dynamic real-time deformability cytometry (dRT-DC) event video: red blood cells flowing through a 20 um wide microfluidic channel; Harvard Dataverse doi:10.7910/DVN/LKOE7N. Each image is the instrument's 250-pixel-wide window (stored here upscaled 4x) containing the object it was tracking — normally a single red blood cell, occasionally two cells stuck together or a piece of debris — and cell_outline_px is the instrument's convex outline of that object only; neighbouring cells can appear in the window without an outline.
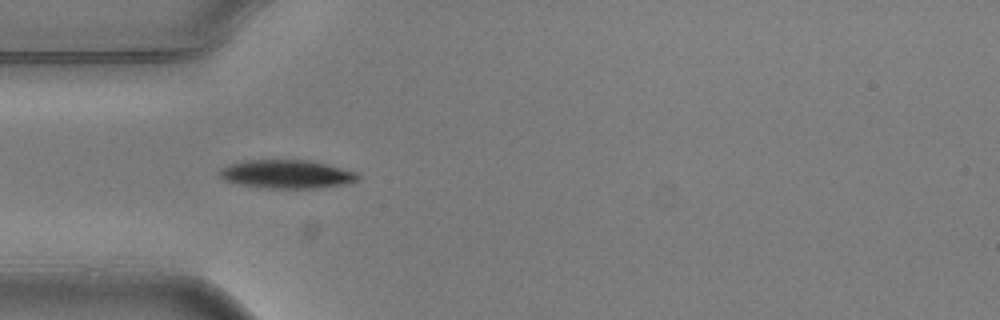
{"species": "common noctule bat (a hibernating species)", "species_latin": "Nyctalus noctula", "temperature_condition": "warm", "stored_images_in_passage": 11, "camera_frame_rate_fps": 3000, "um_per_image_px": 0.085, "animal": {"sex": "male", "body_mass_g": 20.5, "forearm_length_mm": 52.5}, "frame": {"image": 1, "passage_image": 1, "time_ms": 0.0, "image_size_px": [1000, 320], "cell_outline_px": [[360, 180], [344, 184], [320, 188], [264, 188], [240, 184], [224, 180], [216, 172], [220, 168], [228, 164], [248, 160], [308, 160], [328, 164], [356, 172], [360, 176]], "centroid_in_image_um": [24.36, 14.8], "position_along_channel_um": 60.6, "area_um2": 23.12}}
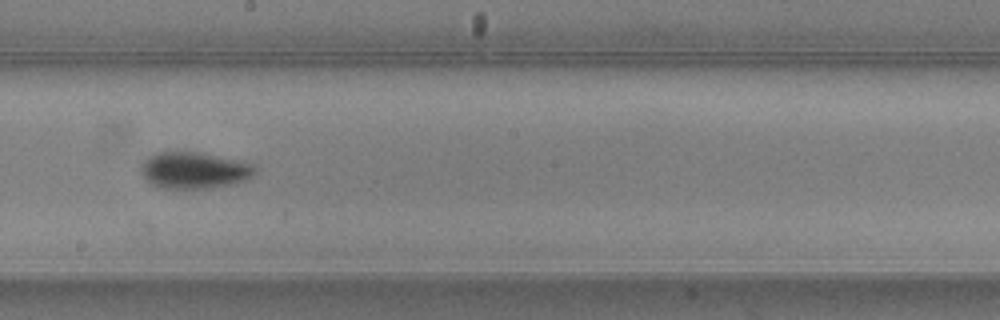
{"frame": {"image": 2, "passage_image": 5, "time_ms": 1.333, "image_size_px": [1000, 320], "cell_outline_px": [[256, 172], [252, 176], [244, 180], [232, 184], [208, 188], [160, 188], [152, 184], [140, 172], [140, 164], [148, 156], [156, 152], [200, 152], [244, 160], [252, 164], [256, 168]], "centroid_in_image_um": [16.51, 14.46], "position_along_channel_um": 231.7, "area_um2": 24.51}}
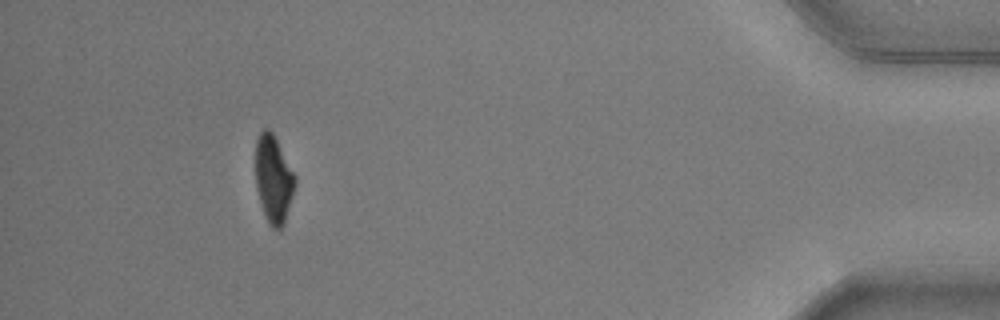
{"frame": {"image": 3, "passage_image": 10, "time_ms": 3.0, "image_size_px": [1000, 320], "cell_outline_px": [[296, 184], [284, 224], [280, 228], [272, 228], [264, 216], [256, 188], [256, 140], [260, 132], [264, 128], [268, 128], [272, 132], [296, 176]], "centroid_in_image_um": [23.25, 15.23], "position_along_channel_um": 412.0, "area_um2": 20.06}}